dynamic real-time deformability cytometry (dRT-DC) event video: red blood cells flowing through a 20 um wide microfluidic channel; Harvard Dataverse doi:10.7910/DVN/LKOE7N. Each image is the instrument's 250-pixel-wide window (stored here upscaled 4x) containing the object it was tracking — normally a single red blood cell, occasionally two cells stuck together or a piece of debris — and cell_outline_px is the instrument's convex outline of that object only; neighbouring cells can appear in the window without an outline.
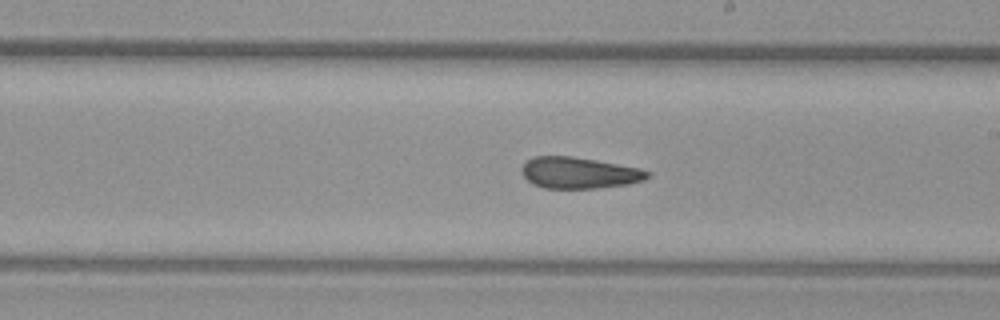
{"species": "common noctule bat (a hibernating species)", "species_latin": "Nyctalus noctula", "temperature_condition": "warm", "stored_images_in_passage": 52, "camera_frame_rate_fps": 3000, "um_per_image_px": 0.085, "animal": {"sex": "female", "body_mass_g": 29.2, "forearm_length_mm": 56.3}, "frame": {"image": 1, "passage_image": 30, "time_ms": 9.667, "image_size_px": [1000, 320], "cell_outline_px": [[652, 172], [644, 180], [628, 184], [596, 188], [544, 188], [532, 184], [524, 176], [520, 168], [532, 156], [572, 156], [596, 160], [640, 168]], "centroid_in_image_um": [49.22, 14.69], "position_along_channel_um": 239.8, "area_um2": 22.95}, "authors_computed_cell_mechanics": {"area_um2": 24.1315, "velocity_mm_per_s": 4.0808, "shape_relaxation_time_tau1_ms": null, "shape_relaxation_time_tau2_ms": 3.2448, "deformation_change_tau1": null, "deformation_change_tau2": 0.097}}